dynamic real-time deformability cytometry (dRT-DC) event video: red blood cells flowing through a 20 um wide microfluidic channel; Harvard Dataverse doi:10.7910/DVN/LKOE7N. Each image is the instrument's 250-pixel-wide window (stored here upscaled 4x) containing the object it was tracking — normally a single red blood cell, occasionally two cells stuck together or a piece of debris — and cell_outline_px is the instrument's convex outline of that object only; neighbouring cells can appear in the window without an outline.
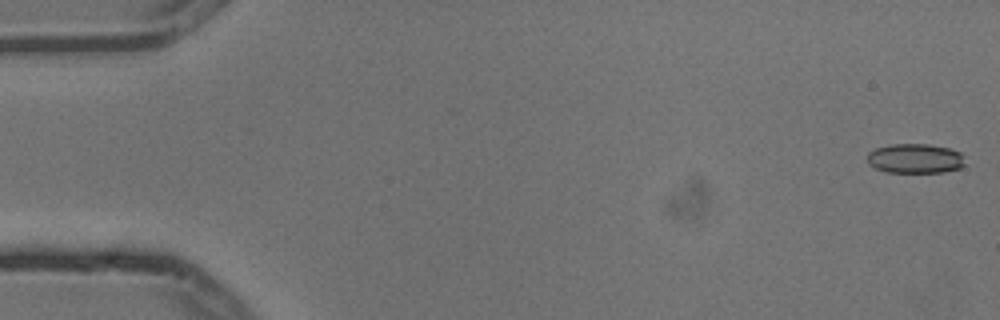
{"species": "common noctule bat (a hibernating species)", "species_latin": "Nyctalus noctula", "temperature_condition": "cold", "stored_images_in_passage": 5, "camera_frame_rate_fps": 3000, "um_per_image_px": 0.085, "animal": {"sex": "male", "body_mass_g": 13.3}, "frame": {"image": 1, "passage_image": 1, "time_ms": 0.0, "image_size_px": [1000, 320], "cell_outline_px": [[964, 164], [960, 168], [944, 172], [888, 172], [876, 168], [868, 164], [868, 152], [876, 148], [892, 144], [928, 144], [948, 148], [960, 152], [964, 156]], "centroid_in_image_um": [77.8, 13.47], "position_along_channel_um": 7.2, "area_um2": 16.82}}
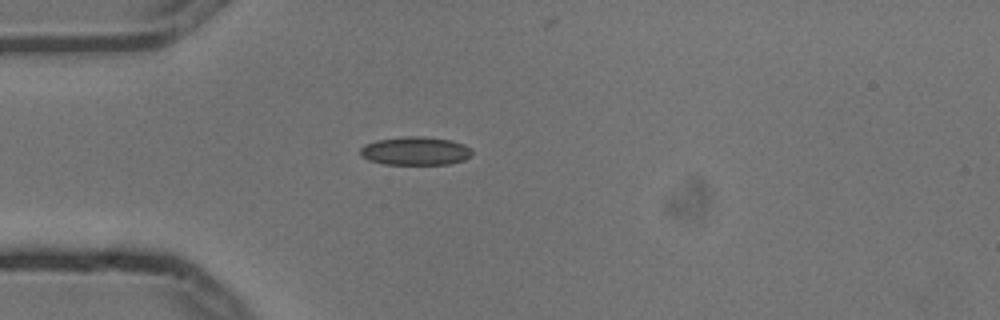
{"frame": {"image": 2, "passage_image": 5, "time_ms": 1.333, "image_size_px": [1000, 320], "cell_outline_px": [[472, 156], [464, 160], [448, 164], [384, 164], [368, 160], [360, 156], [360, 148], [364, 144], [376, 140], [408, 136], [424, 136], [452, 140], [464, 144], [472, 152]], "centroid_in_image_um": [35.29, 12.83], "position_along_channel_um": 49.7, "area_um2": 18.61}}